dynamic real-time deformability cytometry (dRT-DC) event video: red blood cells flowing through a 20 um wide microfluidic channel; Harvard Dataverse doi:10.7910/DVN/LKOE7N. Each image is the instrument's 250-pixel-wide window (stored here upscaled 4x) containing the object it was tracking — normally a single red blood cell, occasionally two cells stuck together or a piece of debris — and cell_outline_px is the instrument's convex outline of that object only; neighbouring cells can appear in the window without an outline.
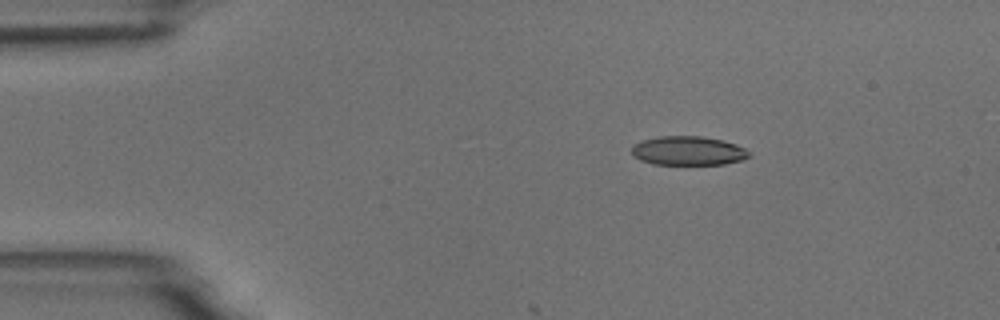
{"species": "common noctule bat (a hibernating species)", "species_latin": "Nyctalus noctula", "temperature_condition": "room temperature", "stored_images_in_passage": 4, "camera_frame_rate_fps": 3000, "um_per_image_px": 0.085, "animal": {"sex": "male", "body_mass_g": 18.8}, "frame": {"image": 1, "passage_image": 1, "time_ms": 0.0, "image_size_px": [1000, 320], "cell_outline_px": [[752, 156], [744, 160], [724, 164], [652, 164], [640, 160], [632, 156], [632, 144], [640, 140], [660, 136], [704, 136], [724, 140], [736, 144], [744, 148]], "centroid_in_image_um": [58.48, 12.81], "position_along_channel_um": 26.5, "area_um2": 20.17}}